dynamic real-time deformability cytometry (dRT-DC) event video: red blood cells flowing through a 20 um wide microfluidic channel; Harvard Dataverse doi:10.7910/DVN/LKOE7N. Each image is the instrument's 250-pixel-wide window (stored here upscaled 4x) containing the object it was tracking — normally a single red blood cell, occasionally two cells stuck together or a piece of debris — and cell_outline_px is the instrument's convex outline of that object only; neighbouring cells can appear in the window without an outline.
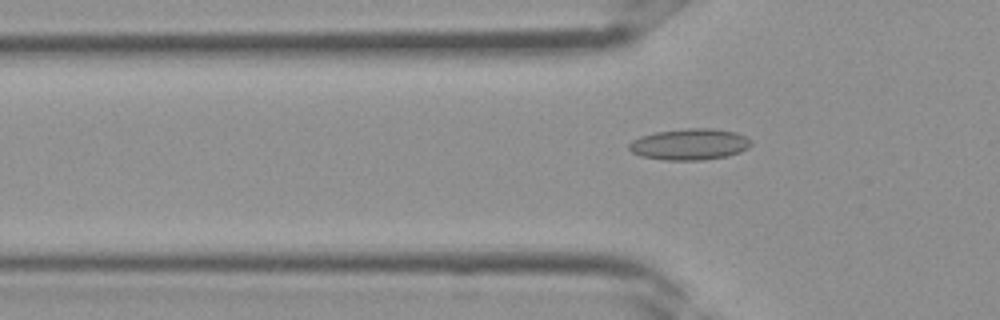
{"species": "Egyptian fruit bat (a non-hibernating species)", "species_latin": "Rousettus aegyptiacus", "temperature_condition": "room temperature", "stored_images_in_passage": 2, "camera_frame_rate_fps": 3000, "um_per_image_px": 0.085, "frame": {"image": 1, "passage_image": 2, "time_ms": 0.333, "image_size_px": [1000, 320], "cell_outline_px": [[752, 144], [748, 148], [740, 152], [728, 156], [700, 160], [664, 160], [640, 156], [632, 152], [628, 148], [628, 144], [632, 140], [640, 136], [656, 132], [688, 128], [712, 128], [736, 132], [752, 140]], "centroid_in_image_um": [58.62, 12.26], "position_along_channel_um": 67.2, "area_um2": 22.37}}